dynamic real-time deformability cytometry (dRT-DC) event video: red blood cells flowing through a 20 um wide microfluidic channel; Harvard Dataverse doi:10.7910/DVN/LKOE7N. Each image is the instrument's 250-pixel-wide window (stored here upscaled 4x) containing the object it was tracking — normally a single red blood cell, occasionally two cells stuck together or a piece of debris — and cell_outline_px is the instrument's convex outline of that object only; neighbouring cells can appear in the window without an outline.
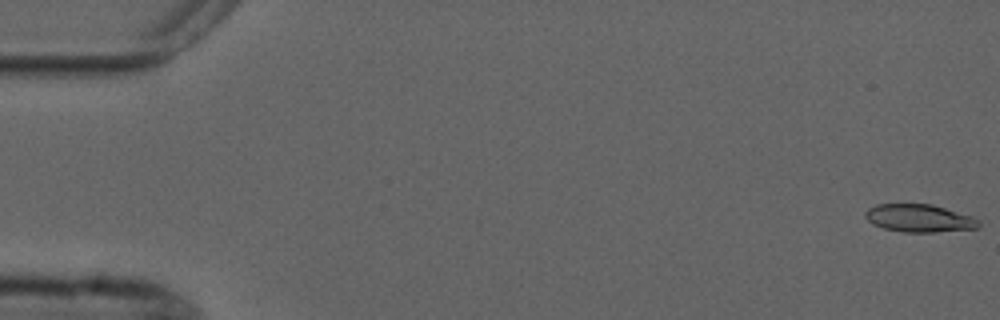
{"species": "common noctule bat (a hibernating species)", "species_latin": "Nyctalus noctula", "temperature_condition": "cold", "stored_images_in_passage": 6, "camera_frame_rate_fps": 3000, "um_per_image_px": 0.085, "animal": {"sex": "male", "forearm_length_mm": 52.5}, "frame": {"image": 1, "passage_image": 1, "time_ms": 0.0, "image_size_px": [1000, 320], "cell_outline_px": [[980, 224], [976, 228], [936, 232], [904, 232], [884, 228], [872, 224], [864, 216], [864, 212], [868, 208], [876, 204], [932, 204], [972, 216], [980, 220]], "centroid_in_image_um": [78.12, 18.54], "position_along_channel_um": 6.9, "area_um2": 18.38}}
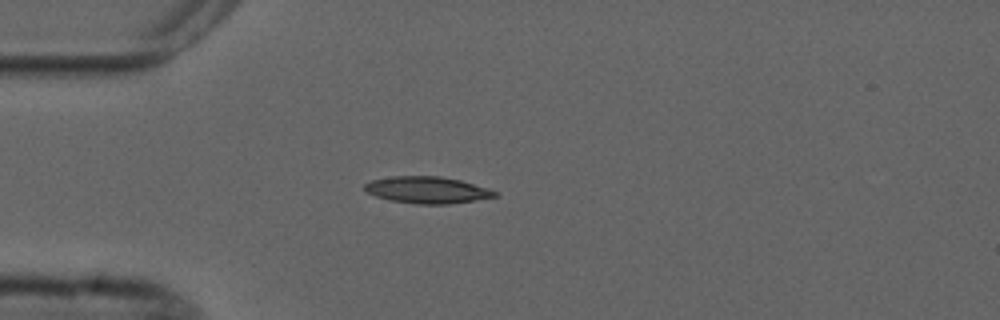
{"frame": {"image": 2, "passage_image": 5, "time_ms": 4.667, "image_size_px": [1000, 320], "cell_outline_px": [[500, 196], [448, 204], [416, 204], [392, 200], [376, 196], [368, 192], [364, 188], [364, 184], [372, 180], [392, 176], [440, 176], [460, 180], [488, 188], [496, 192]], "centroid_in_image_um": [36.33, 16.14], "position_along_channel_um": 48.7, "area_um2": 20.11}}